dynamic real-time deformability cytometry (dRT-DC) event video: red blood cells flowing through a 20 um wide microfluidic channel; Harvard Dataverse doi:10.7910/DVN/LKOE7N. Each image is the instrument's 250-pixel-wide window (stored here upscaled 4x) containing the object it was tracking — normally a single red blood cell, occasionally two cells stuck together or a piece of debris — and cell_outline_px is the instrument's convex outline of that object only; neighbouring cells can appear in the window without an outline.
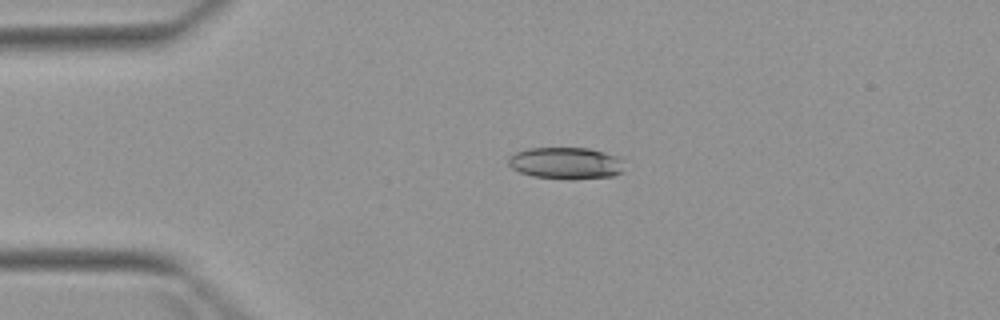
{"species": "Egyptian fruit bat (a non-hibernating species)", "species_latin": "Rousettus aegyptiacus", "temperature_condition": "warm", "stored_images_in_passage": 4, "camera_frame_rate_fps": 3000, "um_per_image_px": 0.085, "animal": {"sex": "female"}, "frame": {"image": 1, "passage_image": 3, "time_ms": 3.333, "image_size_px": [1000, 320], "cell_outline_px": [[620, 172], [612, 176], [572, 180], [568, 180], [532, 176], [520, 172], [512, 168], [508, 164], [508, 156], [516, 152], [528, 148], [588, 148], [604, 152], [616, 156], [620, 160]], "centroid_in_image_um": [48.02, 13.87], "position_along_channel_um": 37.0, "area_um2": 21.39}}